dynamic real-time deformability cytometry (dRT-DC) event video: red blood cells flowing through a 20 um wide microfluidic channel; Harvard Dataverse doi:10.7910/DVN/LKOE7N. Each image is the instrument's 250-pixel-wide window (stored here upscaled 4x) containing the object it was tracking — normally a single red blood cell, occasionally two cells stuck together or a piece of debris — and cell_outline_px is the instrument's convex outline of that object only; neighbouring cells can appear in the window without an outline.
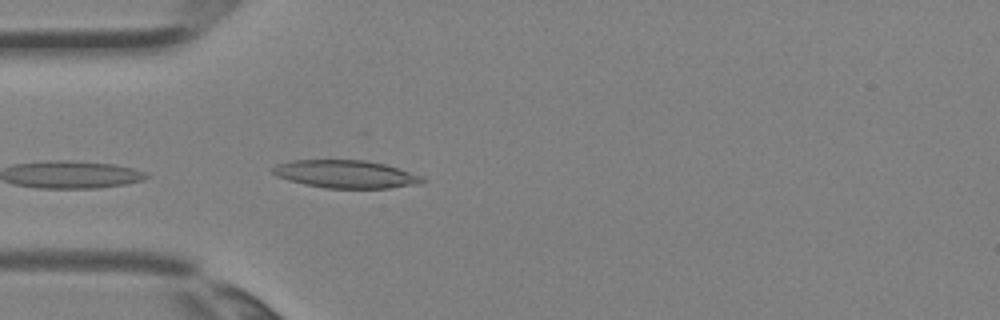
{"species": "Egyptian fruit bat (a non-hibernating species)", "species_latin": "Rousettus aegyptiacus", "temperature_condition": "room temperature", "stored_images_in_passage": 3, "camera_frame_rate_fps": 3000, "um_per_image_px": 0.085, "animal": {"sex": "female"}, "frame": {"image": 1, "passage_image": 3, "time_ms": 0.667, "image_size_px": [1000, 320], "cell_outline_px": [[424, 180], [420, 184], [388, 188], [324, 188], [288, 180], [276, 176], [272, 172], [272, 168], [276, 164], [292, 160], [364, 160], [384, 164], [420, 176]], "centroid_in_image_um": [29.32, 14.8], "position_along_channel_um": 55.7, "area_um2": 23.99}}